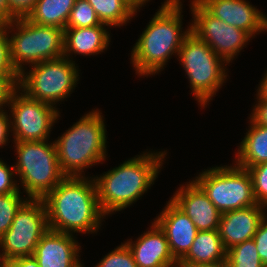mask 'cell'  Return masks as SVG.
I'll return each instance as SVG.
<instances>
[{
    "mask_svg": "<svg viewBox=\"0 0 267 267\" xmlns=\"http://www.w3.org/2000/svg\"><path fill=\"white\" fill-rule=\"evenodd\" d=\"M43 200L48 229L54 231L96 233L106 217L99 206L92 177L66 176Z\"/></svg>",
    "mask_w": 267,
    "mask_h": 267,
    "instance_id": "obj_1",
    "label": "cell"
},
{
    "mask_svg": "<svg viewBox=\"0 0 267 267\" xmlns=\"http://www.w3.org/2000/svg\"><path fill=\"white\" fill-rule=\"evenodd\" d=\"M181 13L180 0L162 3L132 48L131 63L136 74L155 75L164 70L172 55H178L181 44L191 32V25L182 31Z\"/></svg>",
    "mask_w": 267,
    "mask_h": 267,
    "instance_id": "obj_2",
    "label": "cell"
},
{
    "mask_svg": "<svg viewBox=\"0 0 267 267\" xmlns=\"http://www.w3.org/2000/svg\"><path fill=\"white\" fill-rule=\"evenodd\" d=\"M165 152H143L100 177H93L105 216L129 207L151 188L164 164Z\"/></svg>",
    "mask_w": 267,
    "mask_h": 267,
    "instance_id": "obj_3",
    "label": "cell"
},
{
    "mask_svg": "<svg viewBox=\"0 0 267 267\" xmlns=\"http://www.w3.org/2000/svg\"><path fill=\"white\" fill-rule=\"evenodd\" d=\"M101 114L98 109L85 114L54 141L65 176L82 177L85 168L106 159L107 130Z\"/></svg>",
    "mask_w": 267,
    "mask_h": 267,
    "instance_id": "obj_4",
    "label": "cell"
},
{
    "mask_svg": "<svg viewBox=\"0 0 267 267\" xmlns=\"http://www.w3.org/2000/svg\"><path fill=\"white\" fill-rule=\"evenodd\" d=\"M9 35L10 60L18 74L27 65L64 57V30L38 25L26 17L16 18L5 26ZM16 29V30H14ZM24 65V66H23Z\"/></svg>",
    "mask_w": 267,
    "mask_h": 267,
    "instance_id": "obj_5",
    "label": "cell"
},
{
    "mask_svg": "<svg viewBox=\"0 0 267 267\" xmlns=\"http://www.w3.org/2000/svg\"><path fill=\"white\" fill-rule=\"evenodd\" d=\"M15 168L27 198L43 199L66 176L61 172L56 146L45 141H14Z\"/></svg>",
    "mask_w": 267,
    "mask_h": 267,
    "instance_id": "obj_6",
    "label": "cell"
},
{
    "mask_svg": "<svg viewBox=\"0 0 267 267\" xmlns=\"http://www.w3.org/2000/svg\"><path fill=\"white\" fill-rule=\"evenodd\" d=\"M178 56L193 95L205 108L227 79L226 62L192 32L181 44Z\"/></svg>",
    "mask_w": 267,
    "mask_h": 267,
    "instance_id": "obj_7",
    "label": "cell"
},
{
    "mask_svg": "<svg viewBox=\"0 0 267 267\" xmlns=\"http://www.w3.org/2000/svg\"><path fill=\"white\" fill-rule=\"evenodd\" d=\"M75 61L66 57L32 65L19 74L18 89L30 98L55 105L67 98L79 81Z\"/></svg>",
    "mask_w": 267,
    "mask_h": 267,
    "instance_id": "obj_8",
    "label": "cell"
},
{
    "mask_svg": "<svg viewBox=\"0 0 267 267\" xmlns=\"http://www.w3.org/2000/svg\"><path fill=\"white\" fill-rule=\"evenodd\" d=\"M194 181L221 213L257 204L250 173L236 164L206 169Z\"/></svg>",
    "mask_w": 267,
    "mask_h": 267,
    "instance_id": "obj_9",
    "label": "cell"
},
{
    "mask_svg": "<svg viewBox=\"0 0 267 267\" xmlns=\"http://www.w3.org/2000/svg\"><path fill=\"white\" fill-rule=\"evenodd\" d=\"M47 230L44 200L28 198L16 212L10 228L0 237L3 261L33 256L39 240Z\"/></svg>",
    "mask_w": 267,
    "mask_h": 267,
    "instance_id": "obj_10",
    "label": "cell"
},
{
    "mask_svg": "<svg viewBox=\"0 0 267 267\" xmlns=\"http://www.w3.org/2000/svg\"><path fill=\"white\" fill-rule=\"evenodd\" d=\"M190 6L194 20L191 23V32L204 41L226 64L232 62L252 37L213 16L198 0H192Z\"/></svg>",
    "mask_w": 267,
    "mask_h": 267,
    "instance_id": "obj_11",
    "label": "cell"
},
{
    "mask_svg": "<svg viewBox=\"0 0 267 267\" xmlns=\"http://www.w3.org/2000/svg\"><path fill=\"white\" fill-rule=\"evenodd\" d=\"M17 89L8 105L14 141H45L60 117L58 108L26 96ZM19 92V94H18Z\"/></svg>",
    "mask_w": 267,
    "mask_h": 267,
    "instance_id": "obj_12",
    "label": "cell"
},
{
    "mask_svg": "<svg viewBox=\"0 0 267 267\" xmlns=\"http://www.w3.org/2000/svg\"><path fill=\"white\" fill-rule=\"evenodd\" d=\"M213 16L247 32L252 38L267 31V15L246 0H198ZM259 32V33H258Z\"/></svg>",
    "mask_w": 267,
    "mask_h": 267,
    "instance_id": "obj_13",
    "label": "cell"
},
{
    "mask_svg": "<svg viewBox=\"0 0 267 267\" xmlns=\"http://www.w3.org/2000/svg\"><path fill=\"white\" fill-rule=\"evenodd\" d=\"M73 234L48 229L39 240L34 258L40 267H83L81 247Z\"/></svg>",
    "mask_w": 267,
    "mask_h": 267,
    "instance_id": "obj_14",
    "label": "cell"
},
{
    "mask_svg": "<svg viewBox=\"0 0 267 267\" xmlns=\"http://www.w3.org/2000/svg\"><path fill=\"white\" fill-rule=\"evenodd\" d=\"M164 208L154 221L165 232L170 252L179 262L192 246L198 230L192 219L171 199Z\"/></svg>",
    "mask_w": 267,
    "mask_h": 267,
    "instance_id": "obj_15",
    "label": "cell"
},
{
    "mask_svg": "<svg viewBox=\"0 0 267 267\" xmlns=\"http://www.w3.org/2000/svg\"><path fill=\"white\" fill-rule=\"evenodd\" d=\"M188 183L180 186L171 200L192 219L198 231L218 230L222 213L194 180Z\"/></svg>",
    "mask_w": 267,
    "mask_h": 267,
    "instance_id": "obj_16",
    "label": "cell"
},
{
    "mask_svg": "<svg viewBox=\"0 0 267 267\" xmlns=\"http://www.w3.org/2000/svg\"><path fill=\"white\" fill-rule=\"evenodd\" d=\"M135 242V243H134ZM127 240L137 267H178L172 256L165 232L154 221L150 230L144 232L136 241Z\"/></svg>",
    "mask_w": 267,
    "mask_h": 267,
    "instance_id": "obj_17",
    "label": "cell"
},
{
    "mask_svg": "<svg viewBox=\"0 0 267 267\" xmlns=\"http://www.w3.org/2000/svg\"><path fill=\"white\" fill-rule=\"evenodd\" d=\"M265 211V207L256 204L221 214L218 231L226 251L253 239L261 220L267 215Z\"/></svg>",
    "mask_w": 267,
    "mask_h": 267,
    "instance_id": "obj_18",
    "label": "cell"
},
{
    "mask_svg": "<svg viewBox=\"0 0 267 267\" xmlns=\"http://www.w3.org/2000/svg\"><path fill=\"white\" fill-rule=\"evenodd\" d=\"M105 24L83 28L64 29V57L70 54L91 56L107 50L110 44V33Z\"/></svg>",
    "mask_w": 267,
    "mask_h": 267,
    "instance_id": "obj_19",
    "label": "cell"
},
{
    "mask_svg": "<svg viewBox=\"0 0 267 267\" xmlns=\"http://www.w3.org/2000/svg\"><path fill=\"white\" fill-rule=\"evenodd\" d=\"M226 253L218 230L198 231L192 246L178 265L223 261L226 260Z\"/></svg>",
    "mask_w": 267,
    "mask_h": 267,
    "instance_id": "obj_20",
    "label": "cell"
},
{
    "mask_svg": "<svg viewBox=\"0 0 267 267\" xmlns=\"http://www.w3.org/2000/svg\"><path fill=\"white\" fill-rule=\"evenodd\" d=\"M250 129L236 152V165L250 168L267 162V126L257 125L251 119Z\"/></svg>",
    "mask_w": 267,
    "mask_h": 267,
    "instance_id": "obj_21",
    "label": "cell"
},
{
    "mask_svg": "<svg viewBox=\"0 0 267 267\" xmlns=\"http://www.w3.org/2000/svg\"><path fill=\"white\" fill-rule=\"evenodd\" d=\"M76 0H37L26 18L38 25L66 28Z\"/></svg>",
    "mask_w": 267,
    "mask_h": 267,
    "instance_id": "obj_22",
    "label": "cell"
},
{
    "mask_svg": "<svg viewBox=\"0 0 267 267\" xmlns=\"http://www.w3.org/2000/svg\"><path fill=\"white\" fill-rule=\"evenodd\" d=\"M102 24L109 27L127 24L137 10L126 0H87Z\"/></svg>",
    "mask_w": 267,
    "mask_h": 267,
    "instance_id": "obj_23",
    "label": "cell"
},
{
    "mask_svg": "<svg viewBox=\"0 0 267 267\" xmlns=\"http://www.w3.org/2000/svg\"><path fill=\"white\" fill-rule=\"evenodd\" d=\"M226 260L229 267H265L253 239L246 240L228 249Z\"/></svg>",
    "mask_w": 267,
    "mask_h": 267,
    "instance_id": "obj_24",
    "label": "cell"
},
{
    "mask_svg": "<svg viewBox=\"0 0 267 267\" xmlns=\"http://www.w3.org/2000/svg\"><path fill=\"white\" fill-rule=\"evenodd\" d=\"M102 24L94 8L87 0H76L66 28L93 27Z\"/></svg>",
    "mask_w": 267,
    "mask_h": 267,
    "instance_id": "obj_25",
    "label": "cell"
},
{
    "mask_svg": "<svg viewBox=\"0 0 267 267\" xmlns=\"http://www.w3.org/2000/svg\"><path fill=\"white\" fill-rule=\"evenodd\" d=\"M21 193L0 194V237L10 228L15 214L28 199L20 197ZM23 199V200H22Z\"/></svg>",
    "mask_w": 267,
    "mask_h": 267,
    "instance_id": "obj_26",
    "label": "cell"
},
{
    "mask_svg": "<svg viewBox=\"0 0 267 267\" xmlns=\"http://www.w3.org/2000/svg\"><path fill=\"white\" fill-rule=\"evenodd\" d=\"M251 175L253 194L257 204L267 207V162L246 168Z\"/></svg>",
    "mask_w": 267,
    "mask_h": 267,
    "instance_id": "obj_27",
    "label": "cell"
},
{
    "mask_svg": "<svg viewBox=\"0 0 267 267\" xmlns=\"http://www.w3.org/2000/svg\"><path fill=\"white\" fill-rule=\"evenodd\" d=\"M94 267H137L129 247L123 243L107 253Z\"/></svg>",
    "mask_w": 267,
    "mask_h": 267,
    "instance_id": "obj_28",
    "label": "cell"
},
{
    "mask_svg": "<svg viewBox=\"0 0 267 267\" xmlns=\"http://www.w3.org/2000/svg\"><path fill=\"white\" fill-rule=\"evenodd\" d=\"M0 76H19L10 60L9 33L0 27Z\"/></svg>",
    "mask_w": 267,
    "mask_h": 267,
    "instance_id": "obj_29",
    "label": "cell"
},
{
    "mask_svg": "<svg viewBox=\"0 0 267 267\" xmlns=\"http://www.w3.org/2000/svg\"><path fill=\"white\" fill-rule=\"evenodd\" d=\"M7 165V163L0 159V194L21 193L19 184H17V181L14 179L16 174L15 168L13 165Z\"/></svg>",
    "mask_w": 267,
    "mask_h": 267,
    "instance_id": "obj_30",
    "label": "cell"
},
{
    "mask_svg": "<svg viewBox=\"0 0 267 267\" xmlns=\"http://www.w3.org/2000/svg\"><path fill=\"white\" fill-rule=\"evenodd\" d=\"M18 79L19 76H0V111L9 105L13 93L18 89Z\"/></svg>",
    "mask_w": 267,
    "mask_h": 267,
    "instance_id": "obj_31",
    "label": "cell"
},
{
    "mask_svg": "<svg viewBox=\"0 0 267 267\" xmlns=\"http://www.w3.org/2000/svg\"><path fill=\"white\" fill-rule=\"evenodd\" d=\"M253 240L256 244V249L258 251L259 257L267 267V216L261 220L258 230L253 237Z\"/></svg>",
    "mask_w": 267,
    "mask_h": 267,
    "instance_id": "obj_32",
    "label": "cell"
},
{
    "mask_svg": "<svg viewBox=\"0 0 267 267\" xmlns=\"http://www.w3.org/2000/svg\"><path fill=\"white\" fill-rule=\"evenodd\" d=\"M10 11L17 17H26L37 0H7Z\"/></svg>",
    "mask_w": 267,
    "mask_h": 267,
    "instance_id": "obj_33",
    "label": "cell"
},
{
    "mask_svg": "<svg viewBox=\"0 0 267 267\" xmlns=\"http://www.w3.org/2000/svg\"><path fill=\"white\" fill-rule=\"evenodd\" d=\"M256 99L258 103L255 104L249 118L257 125L267 126V100H262L258 95Z\"/></svg>",
    "mask_w": 267,
    "mask_h": 267,
    "instance_id": "obj_34",
    "label": "cell"
},
{
    "mask_svg": "<svg viewBox=\"0 0 267 267\" xmlns=\"http://www.w3.org/2000/svg\"><path fill=\"white\" fill-rule=\"evenodd\" d=\"M8 112L0 111V148L3 147L9 140V132H11V119Z\"/></svg>",
    "mask_w": 267,
    "mask_h": 267,
    "instance_id": "obj_35",
    "label": "cell"
},
{
    "mask_svg": "<svg viewBox=\"0 0 267 267\" xmlns=\"http://www.w3.org/2000/svg\"><path fill=\"white\" fill-rule=\"evenodd\" d=\"M4 267H40L34 256L19 257L14 260L4 261Z\"/></svg>",
    "mask_w": 267,
    "mask_h": 267,
    "instance_id": "obj_36",
    "label": "cell"
},
{
    "mask_svg": "<svg viewBox=\"0 0 267 267\" xmlns=\"http://www.w3.org/2000/svg\"><path fill=\"white\" fill-rule=\"evenodd\" d=\"M17 17L10 11L7 0H0V27L6 26Z\"/></svg>",
    "mask_w": 267,
    "mask_h": 267,
    "instance_id": "obj_37",
    "label": "cell"
},
{
    "mask_svg": "<svg viewBox=\"0 0 267 267\" xmlns=\"http://www.w3.org/2000/svg\"><path fill=\"white\" fill-rule=\"evenodd\" d=\"M261 80H260V84H259L260 86H258V89H257L258 90L257 95L262 100H267V71Z\"/></svg>",
    "mask_w": 267,
    "mask_h": 267,
    "instance_id": "obj_38",
    "label": "cell"
},
{
    "mask_svg": "<svg viewBox=\"0 0 267 267\" xmlns=\"http://www.w3.org/2000/svg\"><path fill=\"white\" fill-rule=\"evenodd\" d=\"M178 267H229L227 260L214 263L193 264V265H178Z\"/></svg>",
    "mask_w": 267,
    "mask_h": 267,
    "instance_id": "obj_39",
    "label": "cell"
},
{
    "mask_svg": "<svg viewBox=\"0 0 267 267\" xmlns=\"http://www.w3.org/2000/svg\"><path fill=\"white\" fill-rule=\"evenodd\" d=\"M128 1L137 11L140 10L139 7L144 6L149 0H126Z\"/></svg>",
    "mask_w": 267,
    "mask_h": 267,
    "instance_id": "obj_40",
    "label": "cell"
},
{
    "mask_svg": "<svg viewBox=\"0 0 267 267\" xmlns=\"http://www.w3.org/2000/svg\"><path fill=\"white\" fill-rule=\"evenodd\" d=\"M0 267H4V261H3L2 257H1V255H0Z\"/></svg>",
    "mask_w": 267,
    "mask_h": 267,
    "instance_id": "obj_41",
    "label": "cell"
}]
</instances>
